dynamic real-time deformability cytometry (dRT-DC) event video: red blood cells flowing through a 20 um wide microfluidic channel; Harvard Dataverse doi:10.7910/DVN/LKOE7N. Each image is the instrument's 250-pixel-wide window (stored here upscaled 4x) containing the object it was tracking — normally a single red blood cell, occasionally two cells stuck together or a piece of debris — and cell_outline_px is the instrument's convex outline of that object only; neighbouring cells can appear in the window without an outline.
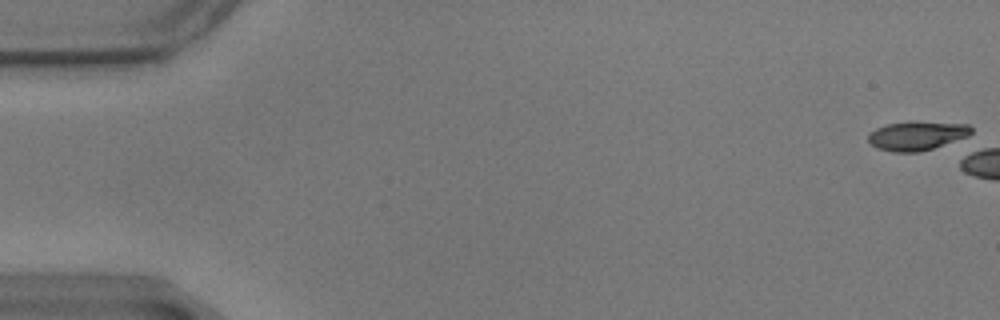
{"species": "common noctule bat (a hibernating species)", "species_latin": "Nyctalus noctula", "temperature_condition": "warm", "stored_images_in_passage": 3, "camera_frame_rate_fps": 3000, "um_per_image_px": 0.085, "animal": {"sex": "male", "body_mass_g": 17.9}, "frame": {"image": 1, "passage_image": 1, "time_ms": 0.0, "image_size_px": [1000, 320], "cell_outline_px": [[972, 132], [968, 140], [920, 152], [892, 152], [876, 148], [868, 140], [868, 132], [876, 128], [888, 124], [968, 124], [972, 128]], "centroid_in_image_um": [78.01, 11.61], "position_along_channel_um": 7.0, "area_um2": 17.22}}